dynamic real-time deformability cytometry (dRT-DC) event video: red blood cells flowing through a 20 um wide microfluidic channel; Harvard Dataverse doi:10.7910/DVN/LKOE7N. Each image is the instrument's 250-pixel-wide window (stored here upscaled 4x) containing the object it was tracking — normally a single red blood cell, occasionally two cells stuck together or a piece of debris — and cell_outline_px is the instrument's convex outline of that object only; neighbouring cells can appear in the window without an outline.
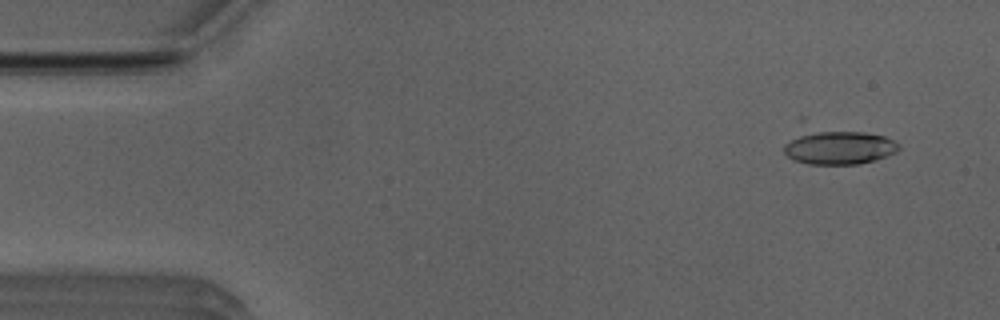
{"species": "Egyptian fruit bat (a non-hibernating species)", "species_latin": "Rousettus aegyptiacus", "temperature_condition": "room temperature", "stored_images_in_passage": 49, "camera_frame_rate_fps": 3000, "um_per_image_px": 0.085, "animal": {"sex": "male"}, "frame": {"image": 1, "passage_image": 2, "time_ms": 0.333, "image_size_px": [1000, 320], "cell_outline_px": [[900, 148], [896, 152], [876, 160], [860, 164], [808, 164], [792, 160], [784, 152], [784, 144], [808, 128], [812, 128], [864, 132], [884, 136], [900, 144]], "centroid_in_image_um": [71.28, 12.5], "position_along_channel_um": 13.7, "area_um2": 23.29}}
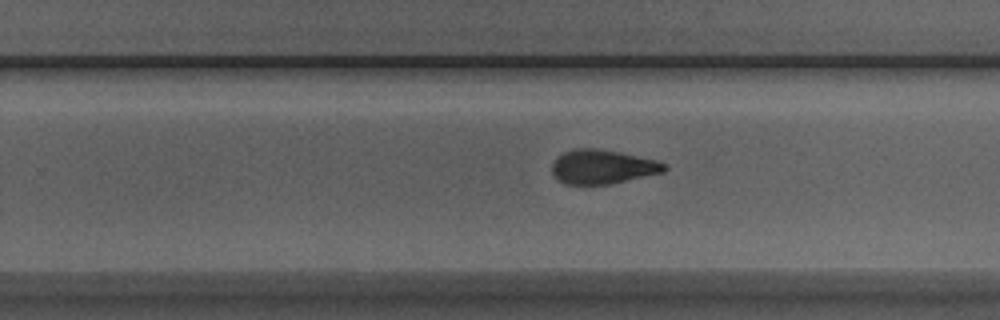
{"frame": {"image": 2, "passage_image": 30, "time_ms": 9.667, "image_size_px": [1000, 320], "cell_outline_px": [[668, 168], [664, 172], [608, 184], [564, 184], [552, 172], [552, 164], [556, 156], [572, 148], [596, 148], [656, 160], [664, 164]], "centroid_in_image_um": [51.17, 14.17], "position_along_channel_um": 278.6, "area_um2": 22.08}}
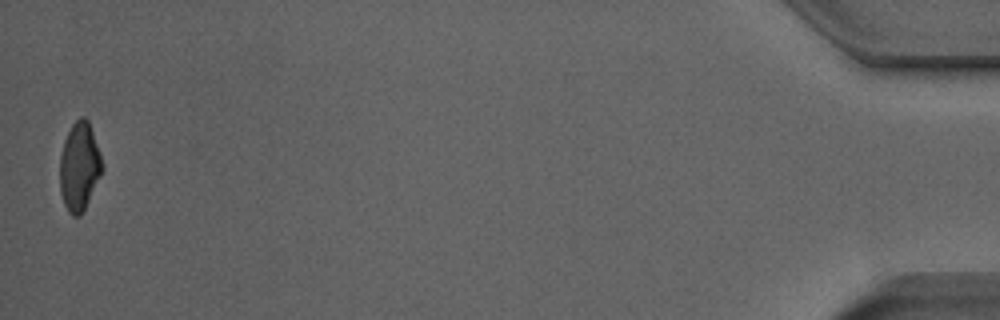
{"frame": {"image": 3, "passage_image": 49, "time_ms": 16.0, "image_size_px": [1000, 320], "cell_outline_px": [[104, 168], [80, 216], [72, 216], [68, 212], [64, 204], [60, 192], [60, 156], [64, 140], [72, 124], [80, 116], [84, 116], [88, 120], [100, 152]], "centroid_in_image_um": [6.74, 14.14], "position_along_channel_um": 428.5, "area_um2": 21.68}, "authors_computed_cell_mechanics": {"area_um2": 22.7732, "velocity_mm_per_s": 3.9668, "shape_relaxation_time_tau1_ms": 8.5527, "shape_relaxation_time_tau2_ms": 2.56, "deformation_change_tau1": 0.2307, "deformation_change_tau2": 0.0975}}